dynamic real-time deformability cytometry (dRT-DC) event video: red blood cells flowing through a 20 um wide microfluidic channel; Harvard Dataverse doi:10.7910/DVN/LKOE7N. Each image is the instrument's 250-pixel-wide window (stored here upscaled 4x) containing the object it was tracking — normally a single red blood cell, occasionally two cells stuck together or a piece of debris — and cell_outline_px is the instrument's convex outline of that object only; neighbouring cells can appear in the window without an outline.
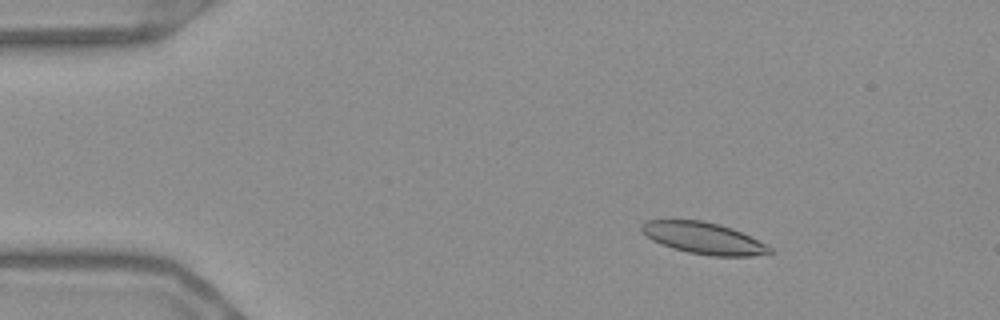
{"species": "Egyptian fruit bat (a non-hibernating species)", "species_latin": "Rousettus aegyptiacus", "temperature_condition": "warm", "stored_images_in_passage": 55, "camera_frame_rate_fps": 3000, "um_per_image_px": 0.085, "frame": {"image": 1, "passage_image": 8, "time_ms": 2.333, "image_size_px": [1000, 320], "cell_outline_px": [[776, 252], [752, 256], [708, 256], [688, 252], [672, 248], [652, 240], [640, 232], [640, 224], [648, 220], [704, 220], [720, 224], [732, 228], [772, 248]], "centroid_in_image_um": [59.76, 20.24], "position_along_channel_um": 25.2, "area_um2": 23.64}}
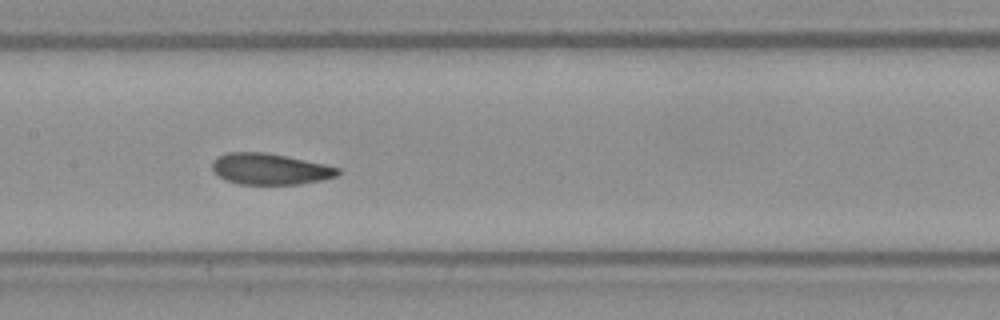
{"frame": {"image": 2, "passage_image": 27, "time_ms": 8.667, "image_size_px": [1000, 320], "cell_outline_px": [[340, 172], [336, 176], [320, 180], [300, 184], [236, 184], [224, 180], [212, 172], [212, 160], [216, 156], [228, 152], [264, 152], [324, 164], [340, 168]], "centroid_in_image_um": [22.87, 14.37], "position_along_channel_um": 184.5, "area_um2": 22.89}}
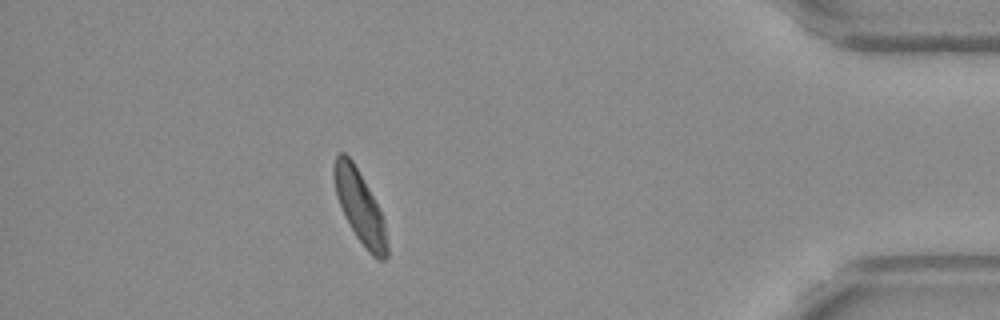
{"frame": {"image": 3, "passage_image": 49, "time_ms": 16.0, "image_size_px": [1000, 320], "cell_outline_px": [[388, 256], [384, 260], [376, 260], [368, 252], [356, 236], [344, 216], [336, 196], [332, 172], [332, 168], [336, 156], [340, 152], [344, 152], [352, 160], [368, 188], [384, 220], [388, 244]], "centroid_in_image_um": [30.57, 17.61], "position_along_channel_um": 404.6, "area_um2": 22.31}, "authors_computed_cell_mechanics": {"area_um2": 23.2934, "velocity_mm_per_s": 3.6494, "shape_relaxation_time_tau1_ms": 4.2215, "shape_relaxation_time_tau2_ms": 1.838, "deformation_change_tau1": 0.1273, "deformation_change_tau2": 0.0898}}